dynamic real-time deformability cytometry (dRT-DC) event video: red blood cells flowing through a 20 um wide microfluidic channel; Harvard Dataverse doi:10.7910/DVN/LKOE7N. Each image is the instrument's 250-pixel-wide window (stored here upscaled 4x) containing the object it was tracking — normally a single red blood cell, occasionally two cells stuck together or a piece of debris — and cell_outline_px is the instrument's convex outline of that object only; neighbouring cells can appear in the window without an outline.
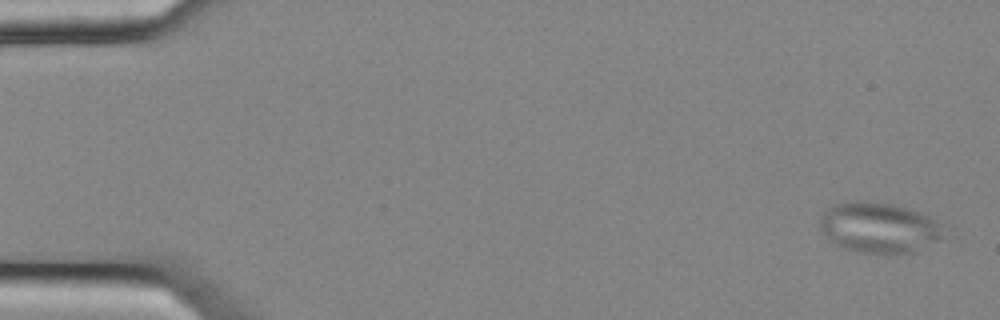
{"species": "common noctule bat (a hibernating species)", "species_latin": "Nyctalus noctula", "temperature_condition": "cold", "stored_images_in_passage": 12, "camera_frame_rate_fps": 3000, "um_per_image_px": 0.085, "animal": {"sex": "female", "body_mass_g": 25.1}, "frame": {"image": 1, "passage_image": 1, "time_ms": 0.0, "image_size_px": [1000, 320], "cell_outline_px": [[948, 236], [916, 252], [856, 252], [844, 248], [836, 244], [820, 228], [820, 216], [828, 208], [836, 204], [856, 200], [860, 200], [892, 204], [908, 208], [920, 212], [928, 216], [940, 224]], "centroid_in_image_um": [74.76, 19.33], "position_along_channel_um": 10.2, "area_um2": 36.24}}